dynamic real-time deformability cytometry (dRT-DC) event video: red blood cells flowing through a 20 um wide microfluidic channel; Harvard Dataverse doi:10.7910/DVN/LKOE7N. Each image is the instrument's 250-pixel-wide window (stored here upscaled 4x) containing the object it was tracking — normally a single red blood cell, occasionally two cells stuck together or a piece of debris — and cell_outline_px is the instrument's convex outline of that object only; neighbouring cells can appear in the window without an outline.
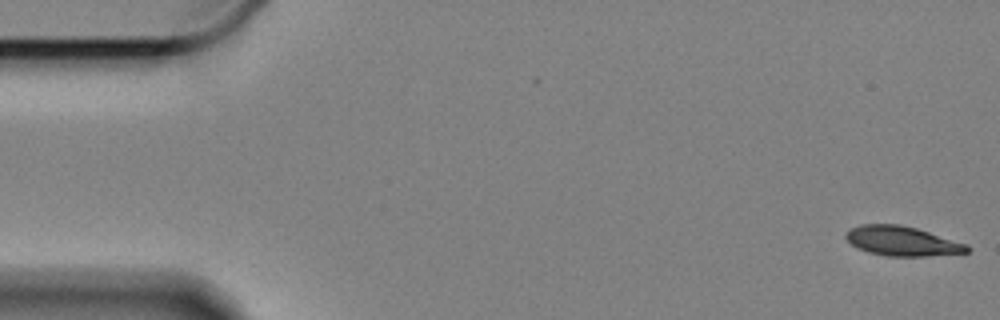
{"species": "Egyptian fruit bat (a non-hibernating species)", "species_latin": "Rousettus aegyptiacus", "temperature_condition": "cold", "stored_images_in_passage": 59, "camera_frame_rate_fps": 3000, "um_per_image_px": 0.085, "animal": {"sex": "female"}, "frame": {"image": 1, "passage_image": 1, "time_ms": 0.0, "image_size_px": [1000, 320], "cell_outline_px": [[972, 248], [968, 252], [924, 256], [888, 256], [868, 252], [852, 244], [844, 236], [852, 228], [860, 224], [900, 224], [916, 228], [968, 244]], "centroid_in_image_um": [76.71, 20.49], "position_along_channel_um": 8.3, "area_um2": 20.69}}
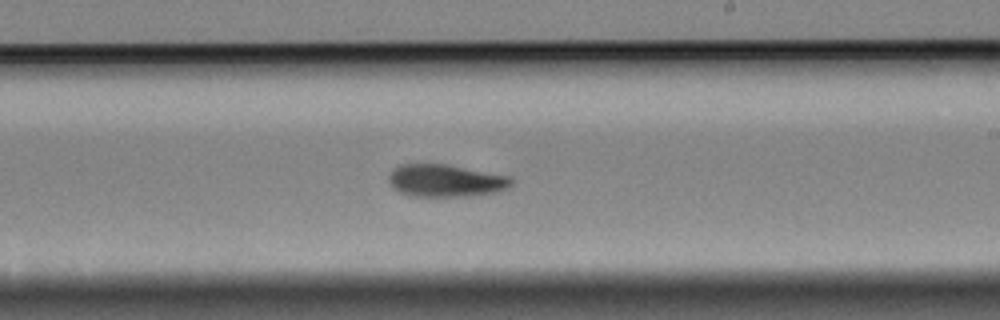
{"frame": {"image": 2, "passage_image": 34, "time_ms": 11.0, "image_size_px": [1000, 320], "cell_outline_px": [[512, 184], [508, 188], [496, 192], [472, 196], [412, 196], [400, 192], [392, 188], [388, 180], [388, 176], [392, 168], [400, 164], [448, 164], [512, 176]], "centroid_in_image_um": [37.88, 15.34], "position_along_channel_um": 251.1, "area_um2": 23.52}}
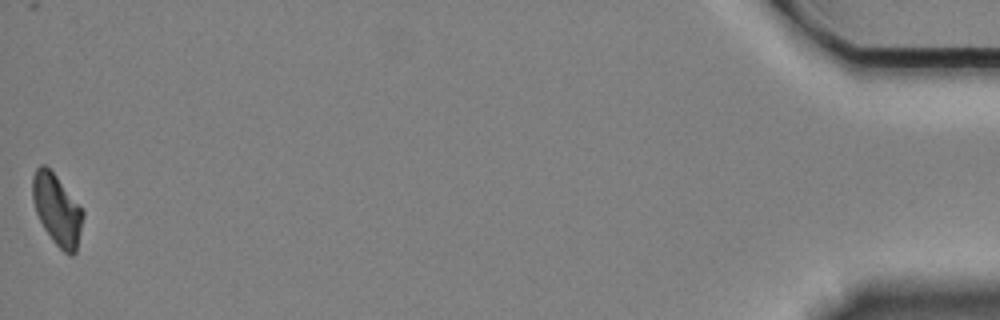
{"frame": {"image": 3, "passage_image": 59, "time_ms": 19.333, "image_size_px": [1000, 320], "cell_outline_px": [[84, 216], [76, 252], [72, 256], [64, 252], [52, 240], [44, 228], [36, 212], [32, 200], [32, 176], [36, 168], [40, 164], [44, 164], [56, 176], [84, 212]], "centroid_in_image_um": [4.83, 17.83], "position_along_channel_um": 430.4, "area_um2": 20.58}, "authors_computed_cell_mechanics": {"area_um2": 22.9466, "velocity_mm_per_s": 3.3227, "shape_relaxation_time_tau1_ms": 3.7683, "shape_relaxation_time_tau2_ms": null, "deformation_change_tau1": 0.1138, "deformation_change_tau2": null}}